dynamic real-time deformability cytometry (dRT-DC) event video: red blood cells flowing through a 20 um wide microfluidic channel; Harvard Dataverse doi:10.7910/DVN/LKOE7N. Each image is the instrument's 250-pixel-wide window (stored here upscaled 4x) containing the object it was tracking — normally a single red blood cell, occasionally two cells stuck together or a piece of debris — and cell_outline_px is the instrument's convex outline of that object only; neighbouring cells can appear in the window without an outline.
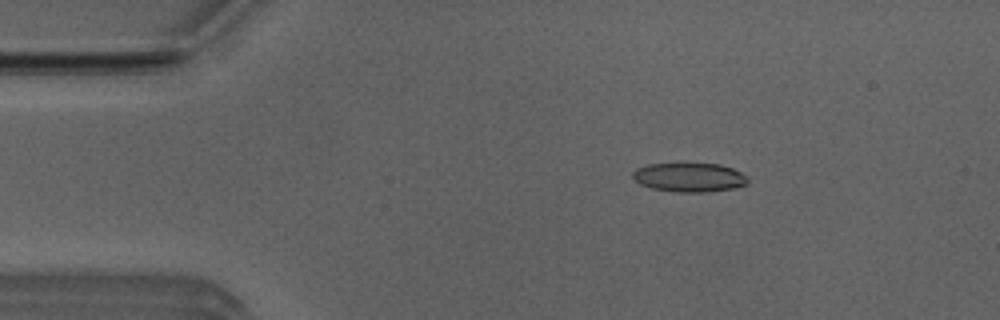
{"species": "Egyptian fruit bat (a non-hibernating species)", "species_latin": "Rousettus aegyptiacus", "temperature_condition": "room temperature", "stored_images_in_passage": 4, "camera_frame_rate_fps": 3000, "um_per_image_px": 0.085, "animal": {"sex": "male"}, "frame": {"image": 1, "passage_image": 2, "time_ms": 0.333, "image_size_px": [1000, 320], "cell_outline_px": [[748, 180], [744, 184], [732, 188], [704, 192], [676, 192], [652, 188], [640, 184], [632, 176], [632, 172], [636, 168], [648, 164], [720, 164], [732, 168], [740, 172]], "centroid_in_image_um": [58.54, 15.07], "position_along_channel_um": 26.5, "area_um2": 19.13}}